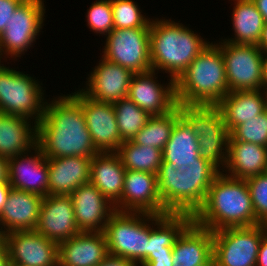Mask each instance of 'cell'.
<instances>
[{
	"mask_svg": "<svg viewBox=\"0 0 267 266\" xmlns=\"http://www.w3.org/2000/svg\"><path fill=\"white\" fill-rule=\"evenodd\" d=\"M37 126V145L46 158L92 159L100 153L87 129L79 99L73 93L46 100L44 115Z\"/></svg>",
	"mask_w": 267,
	"mask_h": 266,
	"instance_id": "cell-1",
	"label": "cell"
},
{
	"mask_svg": "<svg viewBox=\"0 0 267 266\" xmlns=\"http://www.w3.org/2000/svg\"><path fill=\"white\" fill-rule=\"evenodd\" d=\"M193 221L212 232L228 227L257 225L246 180L221 171L212 182L204 204L193 216Z\"/></svg>",
	"mask_w": 267,
	"mask_h": 266,
	"instance_id": "cell-2",
	"label": "cell"
},
{
	"mask_svg": "<svg viewBox=\"0 0 267 266\" xmlns=\"http://www.w3.org/2000/svg\"><path fill=\"white\" fill-rule=\"evenodd\" d=\"M221 171L211 162H195L184 168L162 161L156 174L158 192L168 213L194 216Z\"/></svg>",
	"mask_w": 267,
	"mask_h": 266,
	"instance_id": "cell-3",
	"label": "cell"
},
{
	"mask_svg": "<svg viewBox=\"0 0 267 266\" xmlns=\"http://www.w3.org/2000/svg\"><path fill=\"white\" fill-rule=\"evenodd\" d=\"M171 19L150 22V61L152 71H165L176 81L198 54L208 46L197 32Z\"/></svg>",
	"mask_w": 267,
	"mask_h": 266,
	"instance_id": "cell-4",
	"label": "cell"
},
{
	"mask_svg": "<svg viewBox=\"0 0 267 266\" xmlns=\"http://www.w3.org/2000/svg\"><path fill=\"white\" fill-rule=\"evenodd\" d=\"M229 93L220 47L209 43L175 81L176 103L216 106Z\"/></svg>",
	"mask_w": 267,
	"mask_h": 266,
	"instance_id": "cell-5",
	"label": "cell"
},
{
	"mask_svg": "<svg viewBox=\"0 0 267 266\" xmlns=\"http://www.w3.org/2000/svg\"><path fill=\"white\" fill-rule=\"evenodd\" d=\"M41 85L38 79L0 62V113L25 117L39 123L46 104Z\"/></svg>",
	"mask_w": 267,
	"mask_h": 266,
	"instance_id": "cell-6",
	"label": "cell"
},
{
	"mask_svg": "<svg viewBox=\"0 0 267 266\" xmlns=\"http://www.w3.org/2000/svg\"><path fill=\"white\" fill-rule=\"evenodd\" d=\"M104 234L108 254L141 264L147 258L150 237V213L115 211Z\"/></svg>",
	"mask_w": 267,
	"mask_h": 266,
	"instance_id": "cell-7",
	"label": "cell"
},
{
	"mask_svg": "<svg viewBox=\"0 0 267 266\" xmlns=\"http://www.w3.org/2000/svg\"><path fill=\"white\" fill-rule=\"evenodd\" d=\"M176 106L198 137L199 156L214 164L220 171L223 170L228 156L230 132L221 111L216 106Z\"/></svg>",
	"mask_w": 267,
	"mask_h": 266,
	"instance_id": "cell-8",
	"label": "cell"
},
{
	"mask_svg": "<svg viewBox=\"0 0 267 266\" xmlns=\"http://www.w3.org/2000/svg\"><path fill=\"white\" fill-rule=\"evenodd\" d=\"M267 225L228 227L213 233V266H256Z\"/></svg>",
	"mask_w": 267,
	"mask_h": 266,
	"instance_id": "cell-9",
	"label": "cell"
},
{
	"mask_svg": "<svg viewBox=\"0 0 267 266\" xmlns=\"http://www.w3.org/2000/svg\"><path fill=\"white\" fill-rule=\"evenodd\" d=\"M45 10L44 0H24L18 6L0 34V62L3 55L16 59L32 48L42 32Z\"/></svg>",
	"mask_w": 267,
	"mask_h": 266,
	"instance_id": "cell-10",
	"label": "cell"
},
{
	"mask_svg": "<svg viewBox=\"0 0 267 266\" xmlns=\"http://www.w3.org/2000/svg\"><path fill=\"white\" fill-rule=\"evenodd\" d=\"M106 37L105 59L130 69L134 74L152 70L150 61V27L114 28Z\"/></svg>",
	"mask_w": 267,
	"mask_h": 266,
	"instance_id": "cell-11",
	"label": "cell"
},
{
	"mask_svg": "<svg viewBox=\"0 0 267 266\" xmlns=\"http://www.w3.org/2000/svg\"><path fill=\"white\" fill-rule=\"evenodd\" d=\"M222 52L229 92L262 89V52L254 44L216 43Z\"/></svg>",
	"mask_w": 267,
	"mask_h": 266,
	"instance_id": "cell-12",
	"label": "cell"
},
{
	"mask_svg": "<svg viewBox=\"0 0 267 266\" xmlns=\"http://www.w3.org/2000/svg\"><path fill=\"white\" fill-rule=\"evenodd\" d=\"M73 94L82 106L86 126L96 149L100 153L117 152L124 141L120 136L113 104L95 101L80 89Z\"/></svg>",
	"mask_w": 267,
	"mask_h": 266,
	"instance_id": "cell-13",
	"label": "cell"
},
{
	"mask_svg": "<svg viewBox=\"0 0 267 266\" xmlns=\"http://www.w3.org/2000/svg\"><path fill=\"white\" fill-rule=\"evenodd\" d=\"M114 208L120 212L169 214L158 192L156 174L135 170H126L122 196Z\"/></svg>",
	"mask_w": 267,
	"mask_h": 266,
	"instance_id": "cell-14",
	"label": "cell"
},
{
	"mask_svg": "<svg viewBox=\"0 0 267 266\" xmlns=\"http://www.w3.org/2000/svg\"><path fill=\"white\" fill-rule=\"evenodd\" d=\"M10 265L58 266V243L35 230L5 234Z\"/></svg>",
	"mask_w": 267,
	"mask_h": 266,
	"instance_id": "cell-15",
	"label": "cell"
},
{
	"mask_svg": "<svg viewBox=\"0 0 267 266\" xmlns=\"http://www.w3.org/2000/svg\"><path fill=\"white\" fill-rule=\"evenodd\" d=\"M155 71L134 74L128 89L127 98L151 116H160L172 111L177 103L175 81L161 84ZM165 85V86H164Z\"/></svg>",
	"mask_w": 267,
	"mask_h": 266,
	"instance_id": "cell-16",
	"label": "cell"
},
{
	"mask_svg": "<svg viewBox=\"0 0 267 266\" xmlns=\"http://www.w3.org/2000/svg\"><path fill=\"white\" fill-rule=\"evenodd\" d=\"M101 58V62L88 74L86 88L80 90L95 101L113 104L127 97L134 73L102 56Z\"/></svg>",
	"mask_w": 267,
	"mask_h": 266,
	"instance_id": "cell-17",
	"label": "cell"
},
{
	"mask_svg": "<svg viewBox=\"0 0 267 266\" xmlns=\"http://www.w3.org/2000/svg\"><path fill=\"white\" fill-rule=\"evenodd\" d=\"M35 231L58 244L79 234L70 196H44Z\"/></svg>",
	"mask_w": 267,
	"mask_h": 266,
	"instance_id": "cell-18",
	"label": "cell"
},
{
	"mask_svg": "<svg viewBox=\"0 0 267 266\" xmlns=\"http://www.w3.org/2000/svg\"><path fill=\"white\" fill-rule=\"evenodd\" d=\"M33 150L8 159V182L12 188L44 197L48 195L47 158L38 145Z\"/></svg>",
	"mask_w": 267,
	"mask_h": 266,
	"instance_id": "cell-19",
	"label": "cell"
},
{
	"mask_svg": "<svg viewBox=\"0 0 267 266\" xmlns=\"http://www.w3.org/2000/svg\"><path fill=\"white\" fill-rule=\"evenodd\" d=\"M75 221L81 232H104L114 205L90 182L80 185L70 195Z\"/></svg>",
	"mask_w": 267,
	"mask_h": 266,
	"instance_id": "cell-20",
	"label": "cell"
},
{
	"mask_svg": "<svg viewBox=\"0 0 267 266\" xmlns=\"http://www.w3.org/2000/svg\"><path fill=\"white\" fill-rule=\"evenodd\" d=\"M172 266H213V233L192 221L172 248Z\"/></svg>",
	"mask_w": 267,
	"mask_h": 266,
	"instance_id": "cell-21",
	"label": "cell"
},
{
	"mask_svg": "<svg viewBox=\"0 0 267 266\" xmlns=\"http://www.w3.org/2000/svg\"><path fill=\"white\" fill-rule=\"evenodd\" d=\"M107 255L104 232H80L58 244V266H97Z\"/></svg>",
	"mask_w": 267,
	"mask_h": 266,
	"instance_id": "cell-22",
	"label": "cell"
},
{
	"mask_svg": "<svg viewBox=\"0 0 267 266\" xmlns=\"http://www.w3.org/2000/svg\"><path fill=\"white\" fill-rule=\"evenodd\" d=\"M42 200V196L11 187L0 214V231L35 230Z\"/></svg>",
	"mask_w": 267,
	"mask_h": 266,
	"instance_id": "cell-23",
	"label": "cell"
},
{
	"mask_svg": "<svg viewBox=\"0 0 267 266\" xmlns=\"http://www.w3.org/2000/svg\"><path fill=\"white\" fill-rule=\"evenodd\" d=\"M48 195L70 196L90 181L91 158L81 156L47 158Z\"/></svg>",
	"mask_w": 267,
	"mask_h": 266,
	"instance_id": "cell-24",
	"label": "cell"
},
{
	"mask_svg": "<svg viewBox=\"0 0 267 266\" xmlns=\"http://www.w3.org/2000/svg\"><path fill=\"white\" fill-rule=\"evenodd\" d=\"M216 107L221 111L227 130L231 133L246 120L257 118L267 109V93L255 91H232L223 97Z\"/></svg>",
	"mask_w": 267,
	"mask_h": 266,
	"instance_id": "cell-25",
	"label": "cell"
},
{
	"mask_svg": "<svg viewBox=\"0 0 267 266\" xmlns=\"http://www.w3.org/2000/svg\"><path fill=\"white\" fill-rule=\"evenodd\" d=\"M37 124L25 117L0 113V156L9 159L33 150L37 145Z\"/></svg>",
	"mask_w": 267,
	"mask_h": 266,
	"instance_id": "cell-26",
	"label": "cell"
},
{
	"mask_svg": "<svg viewBox=\"0 0 267 266\" xmlns=\"http://www.w3.org/2000/svg\"><path fill=\"white\" fill-rule=\"evenodd\" d=\"M222 172L246 180L267 172V147L245 141H228V156Z\"/></svg>",
	"mask_w": 267,
	"mask_h": 266,
	"instance_id": "cell-27",
	"label": "cell"
},
{
	"mask_svg": "<svg viewBox=\"0 0 267 266\" xmlns=\"http://www.w3.org/2000/svg\"><path fill=\"white\" fill-rule=\"evenodd\" d=\"M125 172L116 152L98 153L91 159L89 182L115 205L122 196Z\"/></svg>",
	"mask_w": 267,
	"mask_h": 266,
	"instance_id": "cell-28",
	"label": "cell"
},
{
	"mask_svg": "<svg viewBox=\"0 0 267 266\" xmlns=\"http://www.w3.org/2000/svg\"><path fill=\"white\" fill-rule=\"evenodd\" d=\"M162 154L163 161L174 163L178 168L190 167L195 162H209L199 156L198 137L182 116L176 120Z\"/></svg>",
	"mask_w": 267,
	"mask_h": 266,
	"instance_id": "cell-29",
	"label": "cell"
},
{
	"mask_svg": "<svg viewBox=\"0 0 267 266\" xmlns=\"http://www.w3.org/2000/svg\"><path fill=\"white\" fill-rule=\"evenodd\" d=\"M192 221L193 216L190 214L156 215L150 213L147 257L150 254L172 253L176 239Z\"/></svg>",
	"mask_w": 267,
	"mask_h": 266,
	"instance_id": "cell-30",
	"label": "cell"
},
{
	"mask_svg": "<svg viewBox=\"0 0 267 266\" xmlns=\"http://www.w3.org/2000/svg\"><path fill=\"white\" fill-rule=\"evenodd\" d=\"M232 1H234V7L231 21L235 36L222 41L257 45L265 23L262 14L252 0Z\"/></svg>",
	"mask_w": 267,
	"mask_h": 266,
	"instance_id": "cell-31",
	"label": "cell"
},
{
	"mask_svg": "<svg viewBox=\"0 0 267 266\" xmlns=\"http://www.w3.org/2000/svg\"><path fill=\"white\" fill-rule=\"evenodd\" d=\"M126 170L157 174L163 161L162 150L124 141L116 152Z\"/></svg>",
	"mask_w": 267,
	"mask_h": 266,
	"instance_id": "cell-32",
	"label": "cell"
},
{
	"mask_svg": "<svg viewBox=\"0 0 267 266\" xmlns=\"http://www.w3.org/2000/svg\"><path fill=\"white\" fill-rule=\"evenodd\" d=\"M180 116L177 106L168 114L152 116L131 140L138 145L163 150L170 138L174 124Z\"/></svg>",
	"mask_w": 267,
	"mask_h": 266,
	"instance_id": "cell-33",
	"label": "cell"
},
{
	"mask_svg": "<svg viewBox=\"0 0 267 266\" xmlns=\"http://www.w3.org/2000/svg\"><path fill=\"white\" fill-rule=\"evenodd\" d=\"M118 129L123 141L131 140L152 117L127 97L113 103Z\"/></svg>",
	"mask_w": 267,
	"mask_h": 266,
	"instance_id": "cell-34",
	"label": "cell"
},
{
	"mask_svg": "<svg viewBox=\"0 0 267 266\" xmlns=\"http://www.w3.org/2000/svg\"><path fill=\"white\" fill-rule=\"evenodd\" d=\"M111 9L114 28L150 27L151 19L141 14L142 11L133 0H111Z\"/></svg>",
	"mask_w": 267,
	"mask_h": 266,
	"instance_id": "cell-35",
	"label": "cell"
},
{
	"mask_svg": "<svg viewBox=\"0 0 267 266\" xmlns=\"http://www.w3.org/2000/svg\"><path fill=\"white\" fill-rule=\"evenodd\" d=\"M229 141H245L267 147V109L257 116L238 125Z\"/></svg>",
	"mask_w": 267,
	"mask_h": 266,
	"instance_id": "cell-36",
	"label": "cell"
},
{
	"mask_svg": "<svg viewBox=\"0 0 267 266\" xmlns=\"http://www.w3.org/2000/svg\"><path fill=\"white\" fill-rule=\"evenodd\" d=\"M87 25L96 34L108 35L113 29L111 0H96L87 10Z\"/></svg>",
	"mask_w": 267,
	"mask_h": 266,
	"instance_id": "cell-37",
	"label": "cell"
},
{
	"mask_svg": "<svg viewBox=\"0 0 267 266\" xmlns=\"http://www.w3.org/2000/svg\"><path fill=\"white\" fill-rule=\"evenodd\" d=\"M257 225H267V172L246 179Z\"/></svg>",
	"mask_w": 267,
	"mask_h": 266,
	"instance_id": "cell-38",
	"label": "cell"
},
{
	"mask_svg": "<svg viewBox=\"0 0 267 266\" xmlns=\"http://www.w3.org/2000/svg\"><path fill=\"white\" fill-rule=\"evenodd\" d=\"M24 0H0V34L5 30L11 15Z\"/></svg>",
	"mask_w": 267,
	"mask_h": 266,
	"instance_id": "cell-39",
	"label": "cell"
},
{
	"mask_svg": "<svg viewBox=\"0 0 267 266\" xmlns=\"http://www.w3.org/2000/svg\"><path fill=\"white\" fill-rule=\"evenodd\" d=\"M172 253L150 254L139 266H172Z\"/></svg>",
	"mask_w": 267,
	"mask_h": 266,
	"instance_id": "cell-40",
	"label": "cell"
},
{
	"mask_svg": "<svg viewBox=\"0 0 267 266\" xmlns=\"http://www.w3.org/2000/svg\"><path fill=\"white\" fill-rule=\"evenodd\" d=\"M97 266H139V265L126 258L108 254L106 258Z\"/></svg>",
	"mask_w": 267,
	"mask_h": 266,
	"instance_id": "cell-41",
	"label": "cell"
},
{
	"mask_svg": "<svg viewBox=\"0 0 267 266\" xmlns=\"http://www.w3.org/2000/svg\"><path fill=\"white\" fill-rule=\"evenodd\" d=\"M256 266H267V229L265 230L261 240Z\"/></svg>",
	"mask_w": 267,
	"mask_h": 266,
	"instance_id": "cell-42",
	"label": "cell"
},
{
	"mask_svg": "<svg viewBox=\"0 0 267 266\" xmlns=\"http://www.w3.org/2000/svg\"><path fill=\"white\" fill-rule=\"evenodd\" d=\"M11 186L8 181H0V214L3 210V207L6 203L8 193Z\"/></svg>",
	"mask_w": 267,
	"mask_h": 266,
	"instance_id": "cell-43",
	"label": "cell"
},
{
	"mask_svg": "<svg viewBox=\"0 0 267 266\" xmlns=\"http://www.w3.org/2000/svg\"><path fill=\"white\" fill-rule=\"evenodd\" d=\"M257 47L262 53L267 52V22L264 23V27L261 32V37L257 43Z\"/></svg>",
	"mask_w": 267,
	"mask_h": 266,
	"instance_id": "cell-44",
	"label": "cell"
},
{
	"mask_svg": "<svg viewBox=\"0 0 267 266\" xmlns=\"http://www.w3.org/2000/svg\"><path fill=\"white\" fill-rule=\"evenodd\" d=\"M262 90L267 93V52L262 53Z\"/></svg>",
	"mask_w": 267,
	"mask_h": 266,
	"instance_id": "cell-45",
	"label": "cell"
},
{
	"mask_svg": "<svg viewBox=\"0 0 267 266\" xmlns=\"http://www.w3.org/2000/svg\"><path fill=\"white\" fill-rule=\"evenodd\" d=\"M0 181H8V159L0 156Z\"/></svg>",
	"mask_w": 267,
	"mask_h": 266,
	"instance_id": "cell-46",
	"label": "cell"
},
{
	"mask_svg": "<svg viewBox=\"0 0 267 266\" xmlns=\"http://www.w3.org/2000/svg\"><path fill=\"white\" fill-rule=\"evenodd\" d=\"M258 11L262 14L264 22H267V0H252Z\"/></svg>",
	"mask_w": 267,
	"mask_h": 266,
	"instance_id": "cell-47",
	"label": "cell"
},
{
	"mask_svg": "<svg viewBox=\"0 0 267 266\" xmlns=\"http://www.w3.org/2000/svg\"><path fill=\"white\" fill-rule=\"evenodd\" d=\"M0 266H10L9 252L6 244L0 248Z\"/></svg>",
	"mask_w": 267,
	"mask_h": 266,
	"instance_id": "cell-48",
	"label": "cell"
},
{
	"mask_svg": "<svg viewBox=\"0 0 267 266\" xmlns=\"http://www.w3.org/2000/svg\"><path fill=\"white\" fill-rule=\"evenodd\" d=\"M5 244V234L0 231V248Z\"/></svg>",
	"mask_w": 267,
	"mask_h": 266,
	"instance_id": "cell-49",
	"label": "cell"
}]
</instances>
